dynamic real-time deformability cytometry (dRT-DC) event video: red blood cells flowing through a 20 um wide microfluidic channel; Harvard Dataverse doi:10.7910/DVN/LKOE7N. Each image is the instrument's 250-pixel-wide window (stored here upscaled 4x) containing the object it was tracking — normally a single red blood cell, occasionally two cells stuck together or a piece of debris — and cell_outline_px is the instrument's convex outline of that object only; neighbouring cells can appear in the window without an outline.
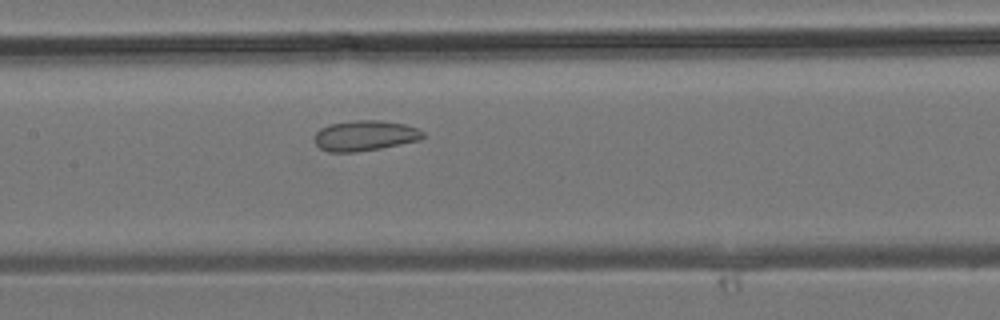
{"species": "common noctule bat (a hibernating species)", "species_latin": "Nyctalus noctula", "temperature_condition": "room temperature", "stored_images_in_passage": 33, "camera_frame_rate_fps": 3000, "um_per_image_px": 0.085, "animal": {"sex": "male", "body_mass_g": 19.2, "forearm_length_mm": 51.8}, "frame": {"image": 1, "passage_image": 14, "time_ms": 4.333, "image_size_px": [1000, 320], "cell_outline_px": [[424, 136], [420, 140], [380, 148], [356, 152], [328, 152], [320, 148], [316, 144], [316, 132], [320, 128], [328, 124], [352, 120], [376, 120], [404, 124], [416, 128], [424, 132]], "centroid_in_image_um": [31.0, 11.52], "position_along_channel_um": 176.4, "area_um2": 19.13}}
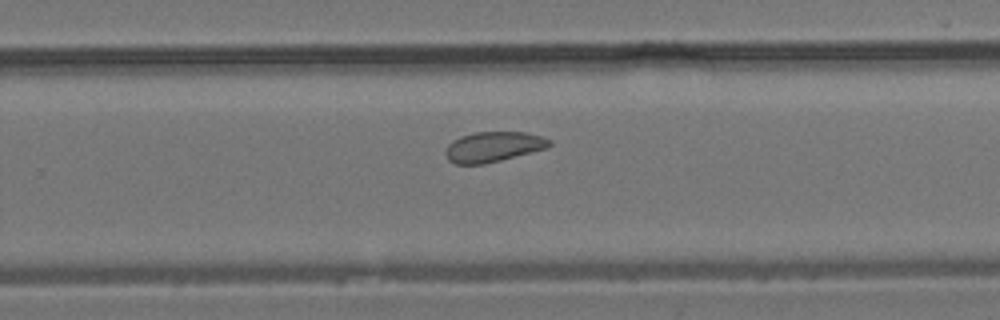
{"frame": {"image": 2, "passage_image": 20, "time_ms": 6.333, "image_size_px": [1000, 320], "cell_outline_px": [[552, 144], [548, 148], [484, 164], [456, 164], [448, 160], [444, 152], [448, 144], [452, 140], [460, 136], [476, 132], [524, 132], [544, 136], [552, 140]], "centroid_in_image_um": [41.94, 12.47], "position_along_channel_um": 287.9, "area_um2": 18.44}}
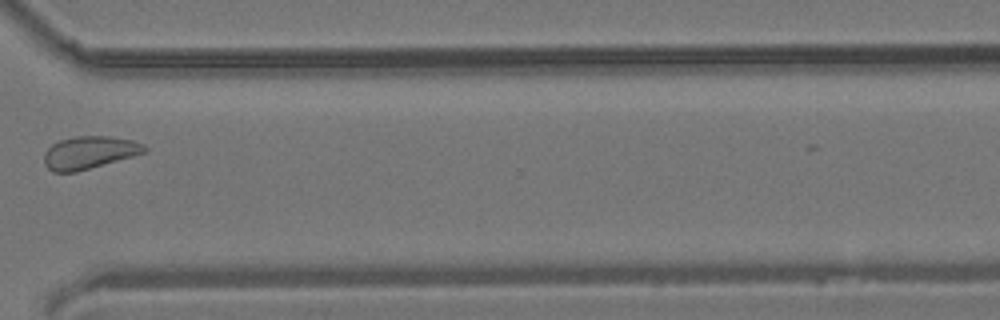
{"frame": {"image": 3, "passage_image": 24, "time_ms": 7.667, "image_size_px": [1000, 320], "cell_outline_px": [[148, 152], [76, 172], [52, 172], [44, 164], [44, 152], [52, 144], [60, 140], [76, 136], [112, 136], [132, 140], [144, 144], [148, 148]], "centroid_in_image_um": [7.61, 12.96], "position_along_channel_um": 363.0, "area_um2": 19.25}}